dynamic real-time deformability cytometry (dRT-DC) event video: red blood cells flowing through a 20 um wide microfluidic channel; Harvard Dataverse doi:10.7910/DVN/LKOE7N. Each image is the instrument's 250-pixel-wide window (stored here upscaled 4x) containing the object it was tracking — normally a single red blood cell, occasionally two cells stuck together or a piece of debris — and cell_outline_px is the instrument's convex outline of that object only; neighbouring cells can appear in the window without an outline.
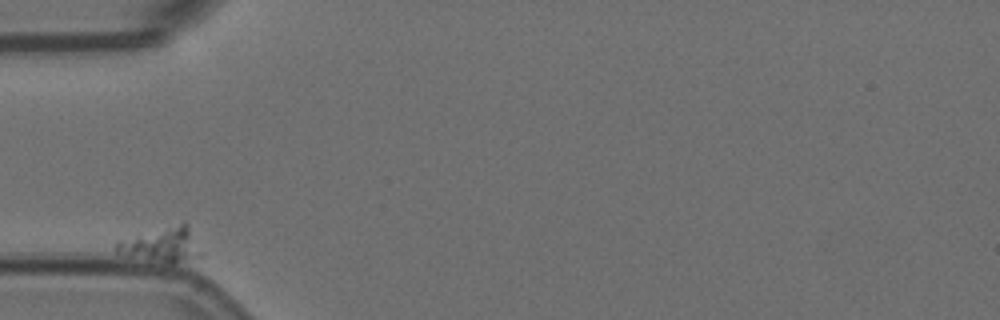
{"species": "Egyptian fruit bat (a non-hibernating species)", "species_latin": "Rousettus aegyptiacus", "temperature_condition": "room temperature", "stored_images_in_passage": 2, "camera_frame_rate_fps": 3000, "um_per_image_px": 0.085, "animal": {"sex": "female"}, "frame": {"image": 1, "passage_image": 1, "time_ms": 0.0, "image_size_px": [1000, 320], "cell_outline_px": [[204, 256], [176, 260], [164, 260], [116, 252], [112, 248], [116, 240], [184, 220], [188, 224], [204, 252]], "centroid_in_image_um": [13.81, 20.68], "position_along_channel_um": 71.2, "area_um2": 16.76}}